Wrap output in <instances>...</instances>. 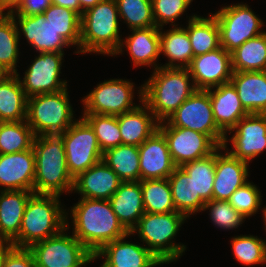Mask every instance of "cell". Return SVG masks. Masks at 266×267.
<instances>
[{
    "label": "cell",
    "mask_w": 266,
    "mask_h": 267,
    "mask_svg": "<svg viewBox=\"0 0 266 267\" xmlns=\"http://www.w3.org/2000/svg\"><path fill=\"white\" fill-rule=\"evenodd\" d=\"M68 128H49L35 136L34 193L53 194L73 192L74 179L68 172L64 137Z\"/></svg>",
    "instance_id": "6da1fadb"
},
{
    "label": "cell",
    "mask_w": 266,
    "mask_h": 267,
    "mask_svg": "<svg viewBox=\"0 0 266 267\" xmlns=\"http://www.w3.org/2000/svg\"><path fill=\"white\" fill-rule=\"evenodd\" d=\"M72 234L94 255L104 245L129 232L114 213L109 200L80 198L71 207Z\"/></svg>",
    "instance_id": "7a4b0ae2"
},
{
    "label": "cell",
    "mask_w": 266,
    "mask_h": 267,
    "mask_svg": "<svg viewBox=\"0 0 266 267\" xmlns=\"http://www.w3.org/2000/svg\"><path fill=\"white\" fill-rule=\"evenodd\" d=\"M187 68L159 67L143 84V102L160 123L166 121L196 90Z\"/></svg>",
    "instance_id": "3957f363"
},
{
    "label": "cell",
    "mask_w": 266,
    "mask_h": 267,
    "mask_svg": "<svg viewBox=\"0 0 266 267\" xmlns=\"http://www.w3.org/2000/svg\"><path fill=\"white\" fill-rule=\"evenodd\" d=\"M60 196L33 193L24 210L19 235L10 243L18 248L56 236L66 228V209Z\"/></svg>",
    "instance_id": "277c9868"
},
{
    "label": "cell",
    "mask_w": 266,
    "mask_h": 267,
    "mask_svg": "<svg viewBox=\"0 0 266 267\" xmlns=\"http://www.w3.org/2000/svg\"><path fill=\"white\" fill-rule=\"evenodd\" d=\"M115 0H101L81 15L80 53L114 55L121 44Z\"/></svg>",
    "instance_id": "5b68a950"
},
{
    "label": "cell",
    "mask_w": 266,
    "mask_h": 267,
    "mask_svg": "<svg viewBox=\"0 0 266 267\" xmlns=\"http://www.w3.org/2000/svg\"><path fill=\"white\" fill-rule=\"evenodd\" d=\"M186 219L178 212H145L131 233L132 236L137 233L144 246L163 264H171L185 253L186 245L173 239Z\"/></svg>",
    "instance_id": "8992f818"
},
{
    "label": "cell",
    "mask_w": 266,
    "mask_h": 267,
    "mask_svg": "<svg viewBox=\"0 0 266 267\" xmlns=\"http://www.w3.org/2000/svg\"><path fill=\"white\" fill-rule=\"evenodd\" d=\"M68 215L66 212V228L59 234L28 248L32 252L35 267H86L96 260L73 234H67L70 228Z\"/></svg>",
    "instance_id": "52a82bcc"
},
{
    "label": "cell",
    "mask_w": 266,
    "mask_h": 267,
    "mask_svg": "<svg viewBox=\"0 0 266 267\" xmlns=\"http://www.w3.org/2000/svg\"><path fill=\"white\" fill-rule=\"evenodd\" d=\"M67 89L28 98L26 122L35 136L49 128H69L76 121Z\"/></svg>",
    "instance_id": "ba28073f"
},
{
    "label": "cell",
    "mask_w": 266,
    "mask_h": 267,
    "mask_svg": "<svg viewBox=\"0 0 266 267\" xmlns=\"http://www.w3.org/2000/svg\"><path fill=\"white\" fill-rule=\"evenodd\" d=\"M217 20L220 32V45L232 53L245 41L254 38L265 31H260L264 25L248 4L238 3L222 6L213 14Z\"/></svg>",
    "instance_id": "9c48e42d"
},
{
    "label": "cell",
    "mask_w": 266,
    "mask_h": 267,
    "mask_svg": "<svg viewBox=\"0 0 266 267\" xmlns=\"http://www.w3.org/2000/svg\"><path fill=\"white\" fill-rule=\"evenodd\" d=\"M166 121L173 127L206 134L218 146H222L226 138L214 121L208 90H195Z\"/></svg>",
    "instance_id": "30bf717a"
},
{
    "label": "cell",
    "mask_w": 266,
    "mask_h": 267,
    "mask_svg": "<svg viewBox=\"0 0 266 267\" xmlns=\"http://www.w3.org/2000/svg\"><path fill=\"white\" fill-rule=\"evenodd\" d=\"M64 149L68 172L73 179L101 161L103 156L94 130L83 118L66 130Z\"/></svg>",
    "instance_id": "8fae6325"
},
{
    "label": "cell",
    "mask_w": 266,
    "mask_h": 267,
    "mask_svg": "<svg viewBox=\"0 0 266 267\" xmlns=\"http://www.w3.org/2000/svg\"><path fill=\"white\" fill-rule=\"evenodd\" d=\"M133 84L125 79L104 80L82 99L83 113L118 116L135 109Z\"/></svg>",
    "instance_id": "7c38bea8"
},
{
    "label": "cell",
    "mask_w": 266,
    "mask_h": 267,
    "mask_svg": "<svg viewBox=\"0 0 266 267\" xmlns=\"http://www.w3.org/2000/svg\"><path fill=\"white\" fill-rule=\"evenodd\" d=\"M158 130L167 141L172 161L176 167L206 157L219 147L206 134L188 128L173 127L166 121L159 123Z\"/></svg>",
    "instance_id": "4fadbf2b"
},
{
    "label": "cell",
    "mask_w": 266,
    "mask_h": 267,
    "mask_svg": "<svg viewBox=\"0 0 266 267\" xmlns=\"http://www.w3.org/2000/svg\"><path fill=\"white\" fill-rule=\"evenodd\" d=\"M64 55L57 52H40L25 71L23 80L19 72L16 73L28 98L67 88V81L59 78Z\"/></svg>",
    "instance_id": "5bb4252c"
},
{
    "label": "cell",
    "mask_w": 266,
    "mask_h": 267,
    "mask_svg": "<svg viewBox=\"0 0 266 267\" xmlns=\"http://www.w3.org/2000/svg\"><path fill=\"white\" fill-rule=\"evenodd\" d=\"M235 132L231 139L233 149H228V140L222 147L229 153L249 163L266 149V114L250 113L240 119L228 132Z\"/></svg>",
    "instance_id": "9a60e30c"
},
{
    "label": "cell",
    "mask_w": 266,
    "mask_h": 267,
    "mask_svg": "<svg viewBox=\"0 0 266 267\" xmlns=\"http://www.w3.org/2000/svg\"><path fill=\"white\" fill-rule=\"evenodd\" d=\"M196 90H208L230 82L233 74L231 53L223 47L192 58L187 67Z\"/></svg>",
    "instance_id": "2e32d148"
},
{
    "label": "cell",
    "mask_w": 266,
    "mask_h": 267,
    "mask_svg": "<svg viewBox=\"0 0 266 267\" xmlns=\"http://www.w3.org/2000/svg\"><path fill=\"white\" fill-rule=\"evenodd\" d=\"M10 16L16 25L18 37L20 38L23 33L27 43L37 52L64 53L63 48L70 46L48 22L43 13Z\"/></svg>",
    "instance_id": "e0dca14e"
},
{
    "label": "cell",
    "mask_w": 266,
    "mask_h": 267,
    "mask_svg": "<svg viewBox=\"0 0 266 267\" xmlns=\"http://www.w3.org/2000/svg\"><path fill=\"white\" fill-rule=\"evenodd\" d=\"M131 235L129 232L109 242L94 254L95 259L105 258L100 267H156L163 264L144 245L125 241Z\"/></svg>",
    "instance_id": "ac0fdd59"
},
{
    "label": "cell",
    "mask_w": 266,
    "mask_h": 267,
    "mask_svg": "<svg viewBox=\"0 0 266 267\" xmlns=\"http://www.w3.org/2000/svg\"><path fill=\"white\" fill-rule=\"evenodd\" d=\"M35 154L33 148L11 154H0V186L3 191L34 192Z\"/></svg>",
    "instance_id": "d6986e66"
},
{
    "label": "cell",
    "mask_w": 266,
    "mask_h": 267,
    "mask_svg": "<svg viewBox=\"0 0 266 267\" xmlns=\"http://www.w3.org/2000/svg\"><path fill=\"white\" fill-rule=\"evenodd\" d=\"M225 151L222 153L221 151ZM224 154V155H223ZM249 163L232 156L219 146L216 149L215 179L213 184L214 200H229L231 195L248 182Z\"/></svg>",
    "instance_id": "ffe728a7"
},
{
    "label": "cell",
    "mask_w": 266,
    "mask_h": 267,
    "mask_svg": "<svg viewBox=\"0 0 266 267\" xmlns=\"http://www.w3.org/2000/svg\"><path fill=\"white\" fill-rule=\"evenodd\" d=\"M140 181L168 178L176 168L172 161L167 141L157 130L140 146Z\"/></svg>",
    "instance_id": "44dd1931"
},
{
    "label": "cell",
    "mask_w": 266,
    "mask_h": 267,
    "mask_svg": "<svg viewBox=\"0 0 266 267\" xmlns=\"http://www.w3.org/2000/svg\"><path fill=\"white\" fill-rule=\"evenodd\" d=\"M123 181L102 160L74 178L73 190L81 198L109 200Z\"/></svg>",
    "instance_id": "7402d4cb"
},
{
    "label": "cell",
    "mask_w": 266,
    "mask_h": 267,
    "mask_svg": "<svg viewBox=\"0 0 266 267\" xmlns=\"http://www.w3.org/2000/svg\"><path fill=\"white\" fill-rule=\"evenodd\" d=\"M213 117L218 128L226 135L237 122L249 113L242 106L237 91L231 82L208 89Z\"/></svg>",
    "instance_id": "603a6c76"
},
{
    "label": "cell",
    "mask_w": 266,
    "mask_h": 267,
    "mask_svg": "<svg viewBox=\"0 0 266 267\" xmlns=\"http://www.w3.org/2000/svg\"><path fill=\"white\" fill-rule=\"evenodd\" d=\"M138 93L141 103L135 109L117 116L122 144L140 146L158 130L159 122L143 102V85Z\"/></svg>",
    "instance_id": "cb8c5ba5"
},
{
    "label": "cell",
    "mask_w": 266,
    "mask_h": 267,
    "mask_svg": "<svg viewBox=\"0 0 266 267\" xmlns=\"http://www.w3.org/2000/svg\"><path fill=\"white\" fill-rule=\"evenodd\" d=\"M132 34L121 41V44L113 55H119L127 49V53L132 59L133 65L137 66H152L154 70L160 66L156 63L160 56V28L148 27L140 29H131Z\"/></svg>",
    "instance_id": "d4e9b609"
},
{
    "label": "cell",
    "mask_w": 266,
    "mask_h": 267,
    "mask_svg": "<svg viewBox=\"0 0 266 267\" xmlns=\"http://www.w3.org/2000/svg\"><path fill=\"white\" fill-rule=\"evenodd\" d=\"M109 201L120 223L131 232L145 213L140 181L122 182Z\"/></svg>",
    "instance_id": "484cf974"
},
{
    "label": "cell",
    "mask_w": 266,
    "mask_h": 267,
    "mask_svg": "<svg viewBox=\"0 0 266 267\" xmlns=\"http://www.w3.org/2000/svg\"><path fill=\"white\" fill-rule=\"evenodd\" d=\"M33 193L0 190V240L4 244H10L19 235L24 210Z\"/></svg>",
    "instance_id": "4316f807"
},
{
    "label": "cell",
    "mask_w": 266,
    "mask_h": 267,
    "mask_svg": "<svg viewBox=\"0 0 266 267\" xmlns=\"http://www.w3.org/2000/svg\"><path fill=\"white\" fill-rule=\"evenodd\" d=\"M230 82L249 114H266V71L233 72Z\"/></svg>",
    "instance_id": "83f0119b"
},
{
    "label": "cell",
    "mask_w": 266,
    "mask_h": 267,
    "mask_svg": "<svg viewBox=\"0 0 266 267\" xmlns=\"http://www.w3.org/2000/svg\"><path fill=\"white\" fill-rule=\"evenodd\" d=\"M160 28V53L169 61L160 67L187 68L193 58V49L185 27L173 26L167 31Z\"/></svg>",
    "instance_id": "f1b7e54d"
},
{
    "label": "cell",
    "mask_w": 266,
    "mask_h": 267,
    "mask_svg": "<svg viewBox=\"0 0 266 267\" xmlns=\"http://www.w3.org/2000/svg\"><path fill=\"white\" fill-rule=\"evenodd\" d=\"M28 97L17 74H9L0 81V122L26 120Z\"/></svg>",
    "instance_id": "f546056e"
},
{
    "label": "cell",
    "mask_w": 266,
    "mask_h": 267,
    "mask_svg": "<svg viewBox=\"0 0 266 267\" xmlns=\"http://www.w3.org/2000/svg\"><path fill=\"white\" fill-rule=\"evenodd\" d=\"M209 17L192 15L189 17L185 28L193 49V57L208 53L221 47L220 32L215 16L211 13Z\"/></svg>",
    "instance_id": "4dcf8cb0"
},
{
    "label": "cell",
    "mask_w": 266,
    "mask_h": 267,
    "mask_svg": "<svg viewBox=\"0 0 266 267\" xmlns=\"http://www.w3.org/2000/svg\"><path fill=\"white\" fill-rule=\"evenodd\" d=\"M172 200L178 213L189 218L193 213L203 211L205 202L195 197L194 181L181 167H176L168 177Z\"/></svg>",
    "instance_id": "1f68e13d"
},
{
    "label": "cell",
    "mask_w": 266,
    "mask_h": 267,
    "mask_svg": "<svg viewBox=\"0 0 266 267\" xmlns=\"http://www.w3.org/2000/svg\"><path fill=\"white\" fill-rule=\"evenodd\" d=\"M102 161L123 181H140L138 146L120 144L103 152Z\"/></svg>",
    "instance_id": "d6a6232c"
},
{
    "label": "cell",
    "mask_w": 266,
    "mask_h": 267,
    "mask_svg": "<svg viewBox=\"0 0 266 267\" xmlns=\"http://www.w3.org/2000/svg\"><path fill=\"white\" fill-rule=\"evenodd\" d=\"M233 72L266 71V32L245 41L231 53Z\"/></svg>",
    "instance_id": "836d02e7"
},
{
    "label": "cell",
    "mask_w": 266,
    "mask_h": 267,
    "mask_svg": "<svg viewBox=\"0 0 266 267\" xmlns=\"http://www.w3.org/2000/svg\"><path fill=\"white\" fill-rule=\"evenodd\" d=\"M215 167L216 150L206 157L187 162L181 166L194 181L195 197H200L205 203L213 200Z\"/></svg>",
    "instance_id": "e575fe53"
},
{
    "label": "cell",
    "mask_w": 266,
    "mask_h": 267,
    "mask_svg": "<svg viewBox=\"0 0 266 267\" xmlns=\"http://www.w3.org/2000/svg\"><path fill=\"white\" fill-rule=\"evenodd\" d=\"M45 18L58 34L71 46L78 47L74 53H80L81 16L69 8L51 4L44 12Z\"/></svg>",
    "instance_id": "d590c367"
},
{
    "label": "cell",
    "mask_w": 266,
    "mask_h": 267,
    "mask_svg": "<svg viewBox=\"0 0 266 267\" xmlns=\"http://www.w3.org/2000/svg\"><path fill=\"white\" fill-rule=\"evenodd\" d=\"M144 210L147 213L177 212L172 200L168 178L140 181Z\"/></svg>",
    "instance_id": "8d00e7d4"
},
{
    "label": "cell",
    "mask_w": 266,
    "mask_h": 267,
    "mask_svg": "<svg viewBox=\"0 0 266 267\" xmlns=\"http://www.w3.org/2000/svg\"><path fill=\"white\" fill-rule=\"evenodd\" d=\"M19 41L13 18L7 13L0 14V66L10 74L17 73Z\"/></svg>",
    "instance_id": "74e56055"
},
{
    "label": "cell",
    "mask_w": 266,
    "mask_h": 267,
    "mask_svg": "<svg viewBox=\"0 0 266 267\" xmlns=\"http://www.w3.org/2000/svg\"><path fill=\"white\" fill-rule=\"evenodd\" d=\"M35 135L26 120L0 122V154H11L33 147Z\"/></svg>",
    "instance_id": "f35d334b"
},
{
    "label": "cell",
    "mask_w": 266,
    "mask_h": 267,
    "mask_svg": "<svg viewBox=\"0 0 266 267\" xmlns=\"http://www.w3.org/2000/svg\"><path fill=\"white\" fill-rule=\"evenodd\" d=\"M82 118L94 130L102 152L122 144L117 116L83 113Z\"/></svg>",
    "instance_id": "ab89813d"
},
{
    "label": "cell",
    "mask_w": 266,
    "mask_h": 267,
    "mask_svg": "<svg viewBox=\"0 0 266 267\" xmlns=\"http://www.w3.org/2000/svg\"><path fill=\"white\" fill-rule=\"evenodd\" d=\"M119 18L131 29L156 27L152 0H115Z\"/></svg>",
    "instance_id": "60d3db41"
},
{
    "label": "cell",
    "mask_w": 266,
    "mask_h": 267,
    "mask_svg": "<svg viewBox=\"0 0 266 267\" xmlns=\"http://www.w3.org/2000/svg\"><path fill=\"white\" fill-rule=\"evenodd\" d=\"M235 259L244 265L266 263V240L254 235L235 236L231 240Z\"/></svg>",
    "instance_id": "b9f144b4"
},
{
    "label": "cell",
    "mask_w": 266,
    "mask_h": 267,
    "mask_svg": "<svg viewBox=\"0 0 266 267\" xmlns=\"http://www.w3.org/2000/svg\"><path fill=\"white\" fill-rule=\"evenodd\" d=\"M209 210L210 220L221 229H237L246 219L236 211L229 200H211L206 202L203 211Z\"/></svg>",
    "instance_id": "7bdbcfd3"
},
{
    "label": "cell",
    "mask_w": 266,
    "mask_h": 267,
    "mask_svg": "<svg viewBox=\"0 0 266 267\" xmlns=\"http://www.w3.org/2000/svg\"><path fill=\"white\" fill-rule=\"evenodd\" d=\"M253 182H247L243 186L239 187L229 199L232 207L248 218L256 214L261 208V192Z\"/></svg>",
    "instance_id": "ee69618b"
},
{
    "label": "cell",
    "mask_w": 266,
    "mask_h": 267,
    "mask_svg": "<svg viewBox=\"0 0 266 267\" xmlns=\"http://www.w3.org/2000/svg\"><path fill=\"white\" fill-rule=\"evenodd\" d=\"M191 2L193 0H152L156 27L163 28L169 22L172 23L171 26H178L175 24L176 19L186 12Z\"/></svg>",
    "instance_id": "f6af8a7d"
},
{
    "label": "cell",
    "mask_w": 266,
    "mask_h": 267,
    "mask_svg": "<svg viewBox=\"0 0 266 267\" xmlns=\"http://www.w3.org/2000/svg\"><path fill=\"white\" fill-rule=\"evenodd\" d=\"M3 267H35L32 252L28 248L4 244Z\"/></svg>",
    "instance_id": "bcb514c9"
},
{
    "label": "cell",
    "mask_w": 266,
    "mask_h": 267,
    "mask_svg": "<svg viewBox=\"0 0 266 267\" xmlns=\"http://www.w3.org/2000/svg\"><path fill=\"white\" fill-rule=\"evenodd\" d=\"M51 5V0H22L18 6L7 12L9 15H34L43 13Z\"/></svg>",
    "instance_id": "7dc6e473"
},
{
    "label": "cell",
    "mask_w": 266,
    "mask_h": 267,
    "mask_svg": "<svg viewBox=\"0 0 266 267\" xmlns=\"http://www.w3.org/2000/svg\"><path fill=\"white\" fill-rule=\"evenodd\" d=\"M51 4L72 9L81 16V8L78 0H51Z\"/></svg>",
    "instance_id": "c3c4849f"
},
{
    "label": "cell",
    "mask_w": 266,
    "mask_h": 267,
    "mask_svg": "<svg viewBox=\"0 0 266 267\" xmlns=\"http://www.w3.org/2000/svg\"><path fill=\"white\" fill-rule=\"evenodd\" d=\"M21 1L22 0H0V8L3 12H9L14 10Z\"/></svg>",
    "instance_id": "681fc988"
},
{
    "label": "cell",
    "mask_w": 266,
    "mask_h": 267,
    "mask_svg": "<svg viewBox=\"0 0 266 267\" xmlns=\"http://www.w3.org/2000/svg\"><path fill=\"white\" fill-rule=\"evenodd\" d=\"M81 8V15L88 9L96 6L101 0H78Z\"/></svg>",
    "instance_id": "f907efd6"
},
{
    "label": "cell",
    "mask_w": 266,
    "mask_h": 267,
    "mask_svg": "<svg viewBox=\"0 0 266 267\" xmlns=\"http://www.w3.org/2000/svg\"><path fill=\"white\" fill-rule=\"evenodd\" d=\"M9 74V72H7L2 66H0V81H2Z\"/></svg>",
    "instance_id": "816d5d0a"
},
{
    "label": "cell",
    "mask_w": 266,
    "mask_h": 267,
    "mask_svg": "<svg viewBox=\"0 0 266 267\" xmlns=\"http://www.w3.org/2000/svg\"><path fill=\"white\" fill-rule=\"evenodd\" d=\"M4 244L0 246V267H3Z\"/></svg>",
    "instance_id": "f5cc1de1"
},
{
    "label": "cell",
    "mask_w": 266,
    "mask_h": 267,
    "mask_svg": "<svg viewBox=\"0 0 266 267\" xmlns=\"http://www.w3.org/2000/svg\"><path fill=\"white\" fill-rule=\"evenodd\" d=\"M264 209L262 210V212H263V217L262 218H264L263 220H264V225H265V230H266V207H263Z\"/></svg>",
    "instance_id": "db71d44e"
}]
</instances>
